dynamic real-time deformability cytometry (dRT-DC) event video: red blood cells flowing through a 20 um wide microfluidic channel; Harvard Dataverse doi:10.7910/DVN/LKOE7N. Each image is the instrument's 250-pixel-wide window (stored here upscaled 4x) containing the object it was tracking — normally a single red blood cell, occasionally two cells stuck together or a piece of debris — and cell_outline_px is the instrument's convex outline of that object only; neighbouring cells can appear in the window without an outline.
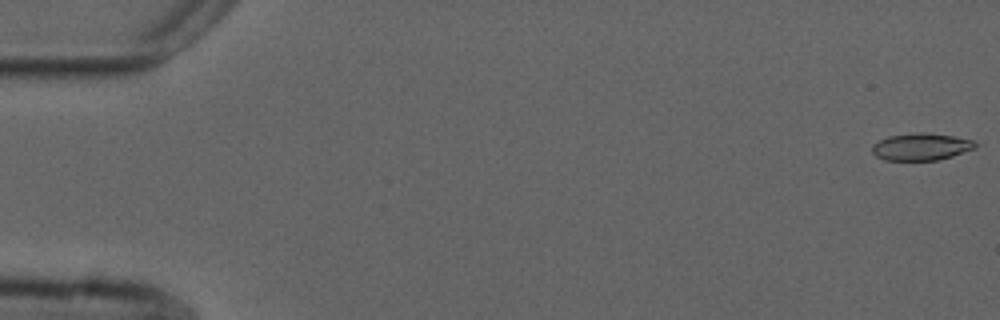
{"species": "common noctule bat (a hibernating species)", "species_latin": "Nyctalus noctula", "temperature_condition": "cold", "stored_images_in_passage": 15, "camera_frame_rate_fps": 3000, "um_per_image_px": 0.085, "animal": {"sex": "male", "forearm_length_mm": 52.5}, "frame": {"image": 1, "passage_image": 1, "time_ms": 0.0, "image_size_px": [1000, 320], "cell_outline_px": [[984, 144], [976, 148], [952, 156], [936, 160], [884, 160], [876, 156], [872, 152], [872, 144], [888, 136], [916, 132], [924, 132], [952, 136], [972, 140]], "centroid_in_image_um": [78.33, 12.47], "position_along_channel_um": 6.7, "area_um2": 16.47}}
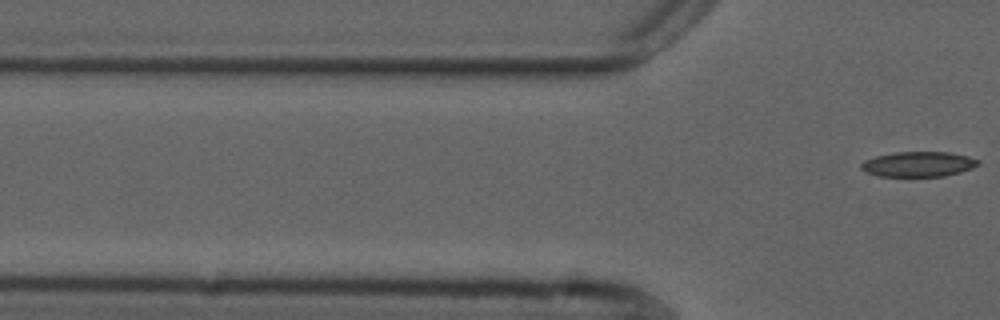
{"frame": {"image": 2, "passage_image": 15, "time_ms": 4.667, "image_size_px": [1000, 320], "cell_outline_px": [[980, 164], [972, 168], [960, 172], [944, 176], [880, 176], [864, 172], [860, 168], [860, 164], [864, 160], [876, 156], [896, 152], [948, 152], [968, 156], [980, 160]], "centroid_in_image_um": [78.05, 13.95], "position_along_channel_um": 47.7, "area_um2": 17.17}}